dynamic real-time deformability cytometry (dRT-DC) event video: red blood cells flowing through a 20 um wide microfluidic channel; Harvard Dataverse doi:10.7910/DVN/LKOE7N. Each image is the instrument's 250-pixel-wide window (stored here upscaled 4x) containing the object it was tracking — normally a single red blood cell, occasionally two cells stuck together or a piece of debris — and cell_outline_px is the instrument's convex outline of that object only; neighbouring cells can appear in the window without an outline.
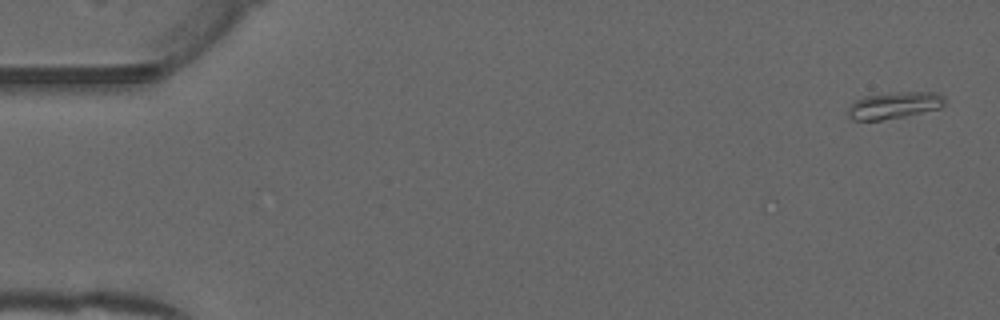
{"species": "common noctule bat (a hibernating species)", "species_latin": "Nyctalus noctula", "temperature_condition": "warm", "stored_images_in_passage": 43, "camera_frame_rate_fps": 3000, "um_per_image_px": 0.085, "animal": {"sex": "male", "forearm_length_mm": 52.5}, "frame": {"image": 1, "passage_image": 2, "time_ms": 0.333, "image_size_px": [1000, 320], "cell_outline_px": [[944, 104], [940, 108], [904, 116], [880, 120], [852, 120], [848, 116], [848, 108], [856, 100], [864, 96], [900, 92], [936, 92], [944, 96]], "centroid_in_image_um": [76.0, 8.95], "position_along_channel_um": 9.0, "area_um2": 14.85}}
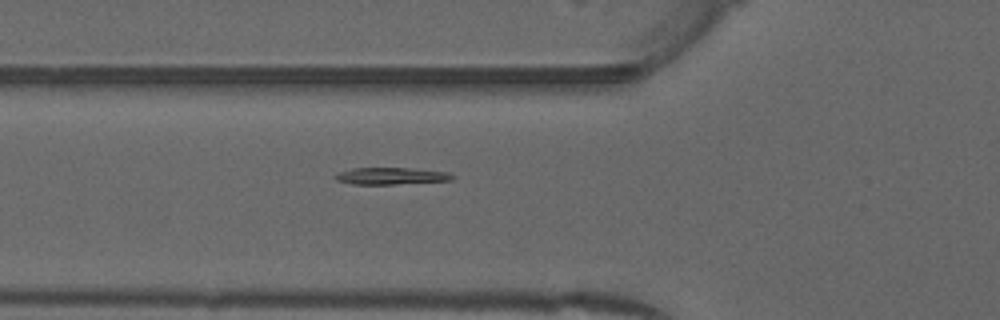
{"frame": {"image": 2, "passage_image": 19, "time_ms": 6.0, "image_size_px": [1000, 320], "cell_outline_px": [[456, 176], [452, 180], [396, 184], [352, 184], [336, 180], [332, 176], [336, 172], [352, 168], [408, 168], [448, 172]], "centroid_in_image_um": [33.19, 14.95], "position_along_channel_um": 92.6, "area_um2": 11.62}}
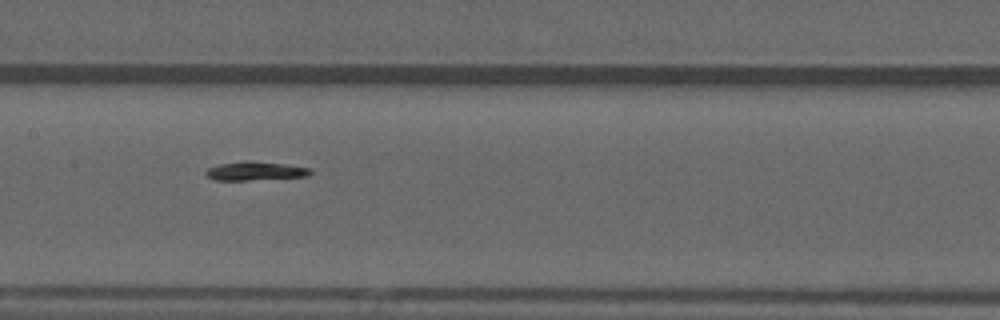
{"frame": {"image": 3, "passage_image": 26, "time_ms": 8.333, "image_size_px": [1000, 320], "cell_outline_px": [[312, 172], [308, 176], [248, 180], [212, 180], [204, 172], [208, 168], [220, 164], [248, 160], [284, 164], [312, 168]], "centroid_in_image_um": [21.7, 14.53], "position_along_channel_um": 185.7, "area_um2": 11.39}, "authors_computed_cell_mechanics": {"area_um2": 11.7334, "velocity_mm_per_s": 3.9864, "shape_relaxation_time_tau1_ms": 4.4227, "shape_relaxation_time_tau2_ms": null, "deformation_change_tau1": 0.1614, "deformation_change_tau2": null}}